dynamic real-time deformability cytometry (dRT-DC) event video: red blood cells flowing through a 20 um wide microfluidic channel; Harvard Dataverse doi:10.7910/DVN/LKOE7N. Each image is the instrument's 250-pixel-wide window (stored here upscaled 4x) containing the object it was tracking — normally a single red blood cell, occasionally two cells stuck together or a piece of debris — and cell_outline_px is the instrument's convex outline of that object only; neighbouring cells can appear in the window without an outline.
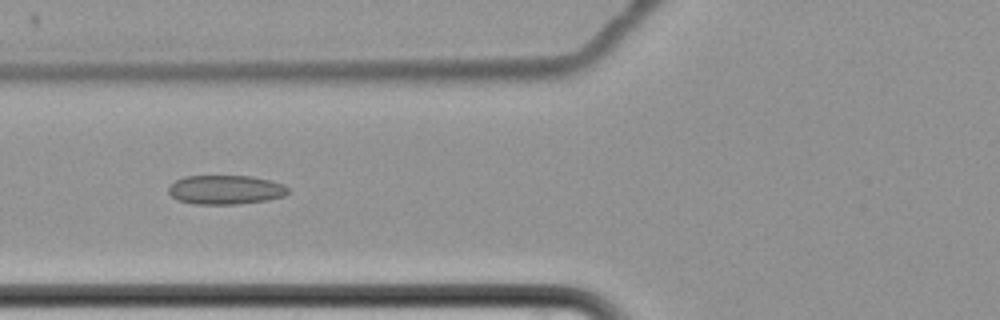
{"species": "common noctule bat (a hibernating species)", "species_latin": "Nyctalus noctula", "temperature_condition": "cold", "stored_images_in_passage": 11, "camera_frame_rate_fps": 3000, "um_per_image_px": 0.085, "animal": {"sex": "female", "body_mass_g": 22.7, "forearm_length_mm": 54.2}, "frame": {"image": 1, "passage_image": 7, "time_ms": 8.0, "image_size_px": [1000, 320], "cell_outline_px": [[288, 192], [284, 196], [268, 200], [236, 204], [196, 204], [176, 200], [168, 192], [168, 188], [176, 180], [184, 176], [252, 176], [284, 184], [288, 188]], "centroid_in_image_um": [19.16, 16.13], "position_along_channel_um": 106.6, "area_um2": 20.29}}
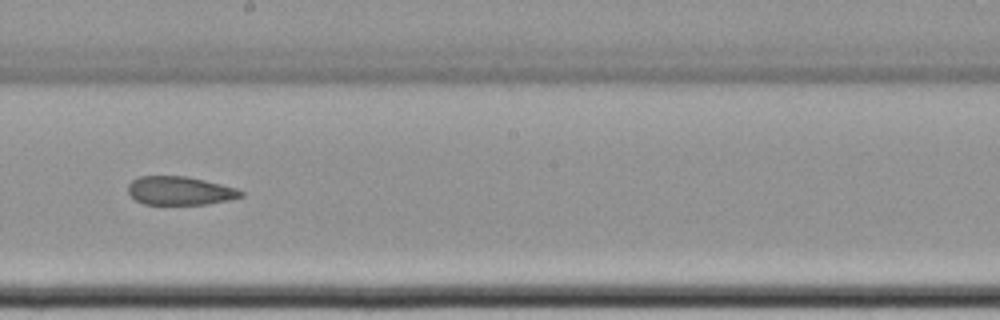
{"frame": {"image": 2, "passage_image": 10, "time_ms": 11.667, "image_size_px": [1000, 320], "cell_outline_px": [[244, 196], [228, 200], [208, 204], [144, 204], [136, 200], [128, 192], [128, 184], [132, 180], [140, 176], [184, 176], [204, 180], [236, 188], [244, 192]], "centroid_in_image_um": [15.29, 16.21], "position_along_channel_um": 232.9, "area_um2": 18.67}}
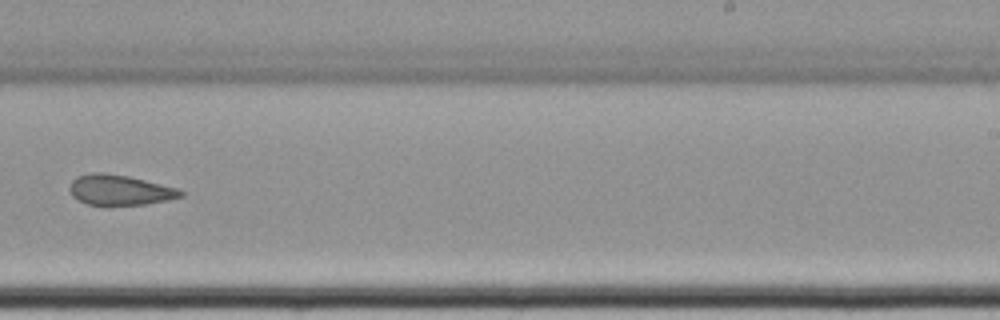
{"frame": {"image": 3, "passage_image": 11, "time_ms": 13.0, "image_size_px": [1000, 320], "cell_outline_px": [[184, 196], [148, 204], [88, 204], [72, 196], [68, 188], [72, 180], [76, 176], [92, 172], [100, 172], [128, 176], [176, 188], [184, 192]], "centroid_in_image_um": [10.15, 16.13], "position_along_channel_um": 278.8, "area_um2": 19.31}}